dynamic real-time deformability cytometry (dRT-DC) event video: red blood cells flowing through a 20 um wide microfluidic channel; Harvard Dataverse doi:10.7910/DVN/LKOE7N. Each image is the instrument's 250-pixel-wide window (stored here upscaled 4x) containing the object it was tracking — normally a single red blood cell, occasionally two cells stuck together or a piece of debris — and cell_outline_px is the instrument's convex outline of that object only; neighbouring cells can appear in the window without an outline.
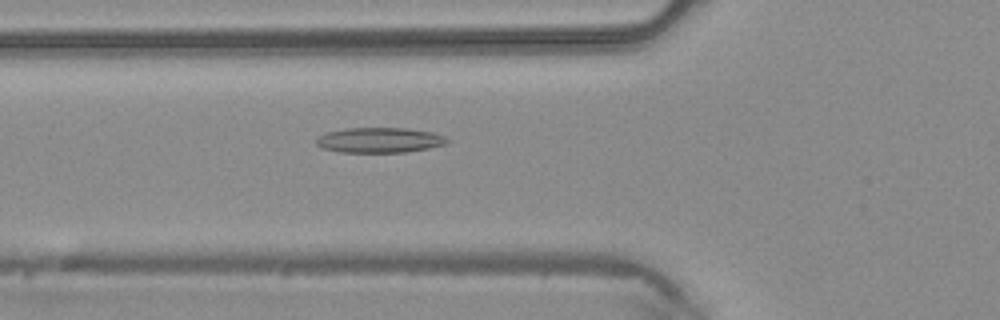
{"species": "common noctule bat (a hibernating species)", "species_latin": "Nyctalus noctula", "temperature_condition": "warm", "stored_images_in_passage": 37, "camera_frame_rate_fps": 3000, "um_per_image_px": 0.085, "animal": {"sex": "male", "body_mass_g": 20.4}, "frame": {"image": 1, "passage_image": 8, "time_ms": 2.333, "image_size_px": [1000, 320], "cell_outline_px": [[448, 144], [428, 148], [404, 152], [340, 152], [320, 148], [316, 144], [316, 136], [328, 132], [344, 128], [408, 128], [432, 132], [444, 136], [448, 140]], "centroid_in_image_um": [32.23, 11.91], "position_along_channel_um": 93.6, "area_um2": 19.31}}
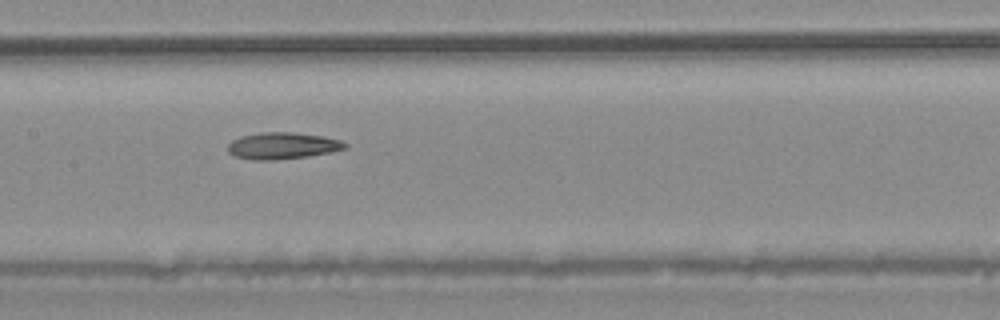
{"frame": {"image": 2, "passage_image": 14, "time_ms": 4.333, "image_size_px": [1000, 320], "cell_outline_px": [[348, 148], [332, 152], [308, 156], [272, 160], [252, 160], [236, 156], [228, 152], [228, 144], [232, 140], [240, 136], [260, 132], [292, 132], [324, 136], [340, 140], [348, 144]], "centroid_in_image_um": [24.03, 12.38], "position_along_channel_um": 183.4, "area_um2": 18.32}}
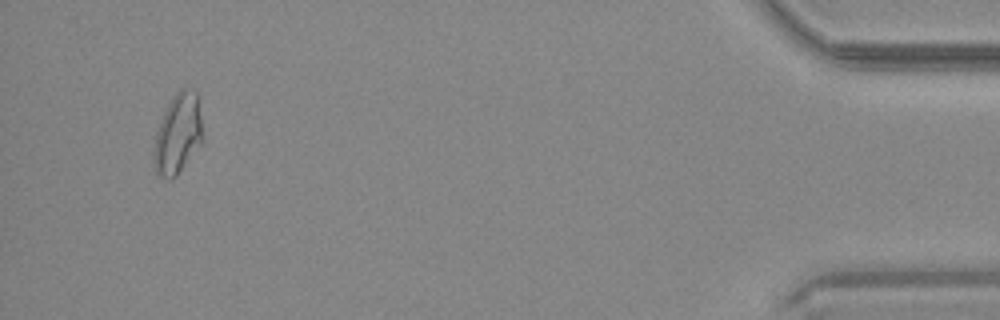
{"frame": {"image": 3, "passage_image": 35, "time_ms": 11.333, "image_size_px": [1000, 320], "cell_outline_px": [[204, 140], [176, 176], [172, 180], [168, 180], [160, 176], [156, 172], [152, 152], [156, 132], [160, 120], [172, 96], [180, 88], [184, 88], [196, 92], [204, 136]], "centroid_in_image_um": [15.11, 11.4], "position_along_channel_um": 420.1, "area_um2": 22.95}}